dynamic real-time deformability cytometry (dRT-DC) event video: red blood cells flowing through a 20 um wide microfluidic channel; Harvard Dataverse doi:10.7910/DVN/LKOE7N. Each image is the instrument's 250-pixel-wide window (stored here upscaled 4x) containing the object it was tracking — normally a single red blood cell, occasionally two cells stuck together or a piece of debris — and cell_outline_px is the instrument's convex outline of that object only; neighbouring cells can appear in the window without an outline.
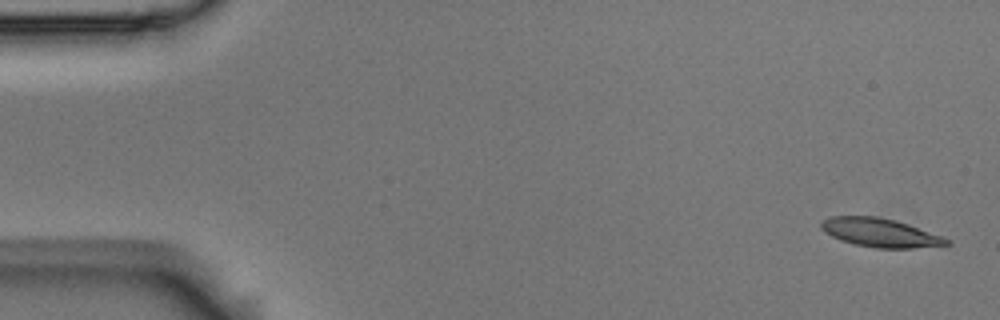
{"species": "Egyptian fruit bat (a non-hibernating species)", "species_latin": "Rousettus aegyptiacus", "temperature_condition": "room temperature", "stored_images_in_passage": 5, "camera_frame_rate_fps": 3000, "um_per_image_px": 0.085, "animal": {"sex": "male"}, "frame": {"image": 1, "passage_image": 1, "time_ms": 0.0, "image_size_px": [1000, 320], "cell_outline_px": [[952, 244], [912, 248], [876, 248], [856, 244], [840, 240], [824, 232], [820, 228], [820, 220], [828, 216], [876, 216], [896, 220], [908, 224], [952, 240]], "centroid_in_image_um": [74.78, 19.76], "position_along_channel_um": 10.2, "area_um2": 21.04}}
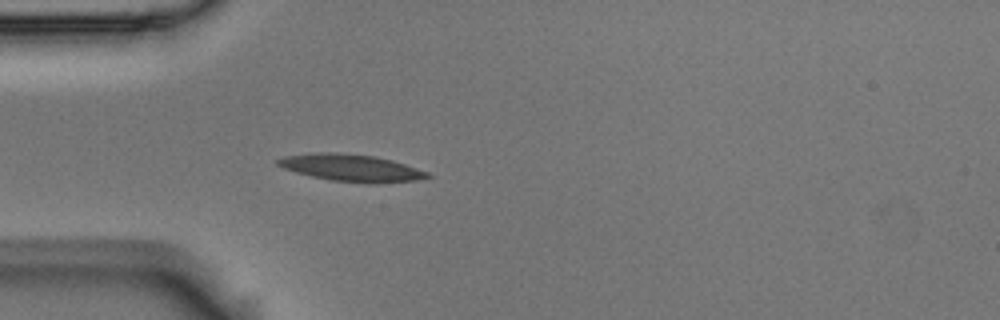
{"frame": {"image": 2, "passage_image": 5, "time_ms": 1.333, "image_size_px": [1000, 320], "cell_outline_px": [[432, 176], [416, 180], [380, 184], [368, 184], [328, 180], [296, 172], [284, 168], [276, 164], [276, 160], [284, 156], [320, 152], [328, 152], [376, 156], [392, 160], [428, 172]], "centroid_in_image_um": [29.87, 14.28], "position_along_channel_um": 55.1, "area_um2": 23.64}}